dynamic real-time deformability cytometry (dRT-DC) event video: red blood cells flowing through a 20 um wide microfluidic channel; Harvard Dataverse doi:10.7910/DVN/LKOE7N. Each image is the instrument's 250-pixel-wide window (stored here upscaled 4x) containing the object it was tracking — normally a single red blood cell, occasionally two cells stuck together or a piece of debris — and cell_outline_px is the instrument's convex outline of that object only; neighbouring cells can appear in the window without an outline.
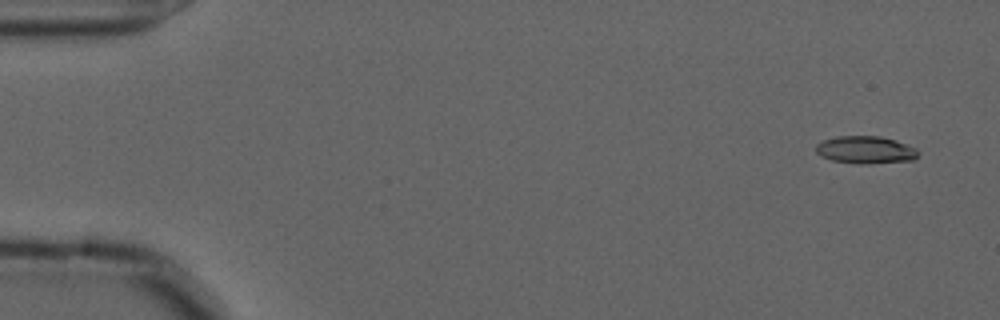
{"species": "common noctule bat (a hibernating species)", "species_latin": "Nyctalus noctula", "temperature_condition": "cold", "stored_images_in_passage": 56, "camera_frame_rate_fps": 3000, "um_per_image_px": 0.085, "animal": {"sex": "male", "forearm_length_mm": 52.5}, "frame": {"image": 1, "passage_image": 3, "time_ms": 0.667, "image_size_px": [1000, 320], "cell_outline_px": [[920, 152], [912, 160], [832, 160], [820, 156], [816, 152], [816, 144], [824, 140], [836, 136], [880, 136], [896, 140], [916, 148]], "centroid_in_image_um": [73.54, 12.65], "position_along_channel_um": 11.5, "area_um2": 15.14}}
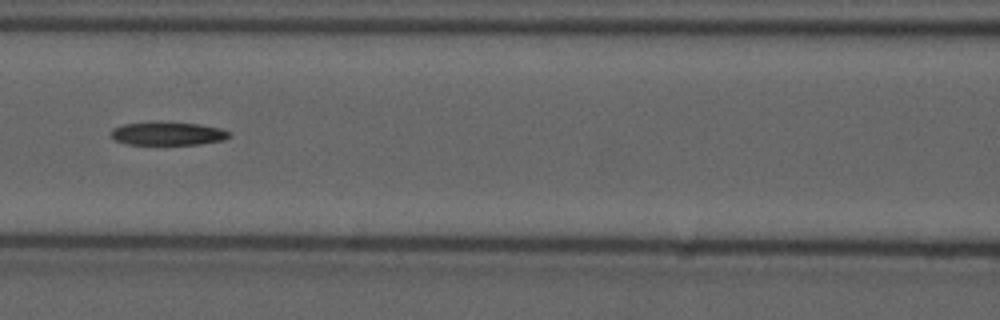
{"frame": {"image": 2, "passage_image": 25, "time_ms": 8.0, "image_size_px": [1000, 320], "cell_outline_px": [[228, 136], [224, 140], [200, 144], [128, 144], [116, 140], [112, 136], [112, 128], [124, 124], [200, 124], [220, 128], [228, 132]], "centroid_in_image_um": [14.28, 11.39], "position_along_channel_um": 152.3, "area_um2": 15.09}}
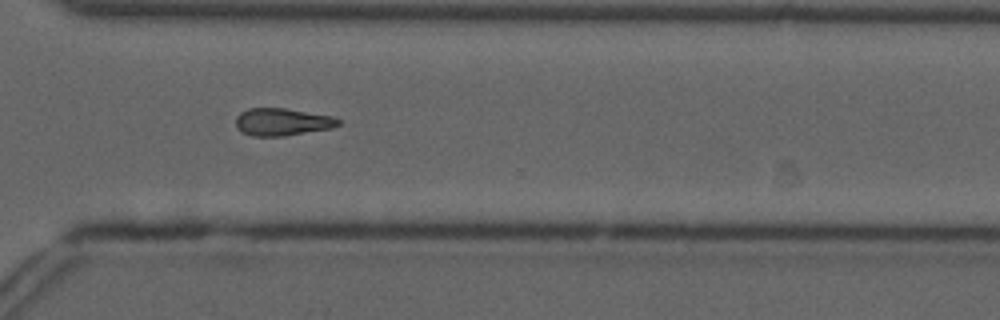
{"frame": {"image": 3, "passage_image": 41, "time_ms": 13.333, "image_size_px": [1000, 320], "cell_outline_px": [[340, 124], [332, 128], [284, 136], [252, 136], [240, 132], [236, 128], [236, 116], [240, 112], [248, 108], [284, 108], [332, 116], [340, 120]], "centroid_in_image_um": [23.95, 10.37], "position_along_channel_um": 346.7, "area_um2": 16.47}}